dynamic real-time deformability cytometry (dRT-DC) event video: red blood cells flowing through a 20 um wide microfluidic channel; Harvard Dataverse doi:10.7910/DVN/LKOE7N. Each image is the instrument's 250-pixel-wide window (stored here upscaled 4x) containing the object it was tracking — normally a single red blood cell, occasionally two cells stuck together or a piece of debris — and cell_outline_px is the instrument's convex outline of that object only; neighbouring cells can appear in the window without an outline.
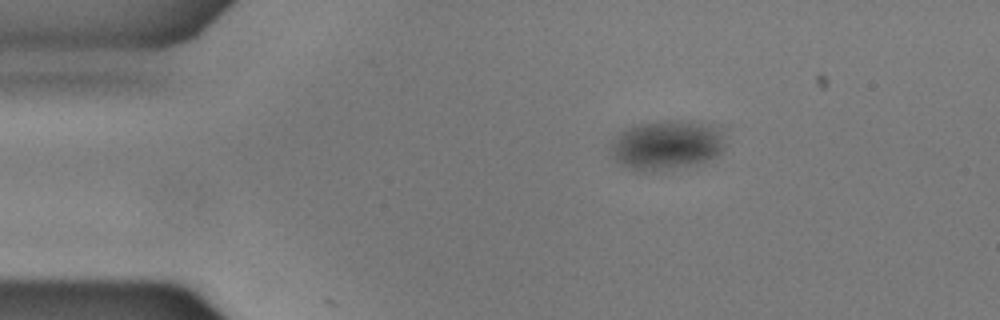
{"species": "common noctule bat (a hibernating species)", "species_latin": "Nyctalus noctula", "temperature_condition": "warm", "stored_images_in_passage": 7, "camera_frame_rate_fps": 3000, "um_per_image_px": 0.085, "animal": {"sex": "male", "body_mass_g": 17.9}, "frame": {"image": 1, "passage_image": 1, "time_ms": 0.0, "image_size_px": [1000, 320], "cell_outline_px": [[724, 148], [716, 156], [696, 164], [672, 168], [644, 172], [640, 172], [620, 164], [612, 156], [612, 140], [620, 132], [628, 128], [640, 124], [672, 120], [680, 120], [700, 124], [712, 128], [720, 136], [724, 144]], "centroid_in_image_um": [56.58, 12.36], "position_along_channel_um": 28.4, "area_um2": 31.91}}